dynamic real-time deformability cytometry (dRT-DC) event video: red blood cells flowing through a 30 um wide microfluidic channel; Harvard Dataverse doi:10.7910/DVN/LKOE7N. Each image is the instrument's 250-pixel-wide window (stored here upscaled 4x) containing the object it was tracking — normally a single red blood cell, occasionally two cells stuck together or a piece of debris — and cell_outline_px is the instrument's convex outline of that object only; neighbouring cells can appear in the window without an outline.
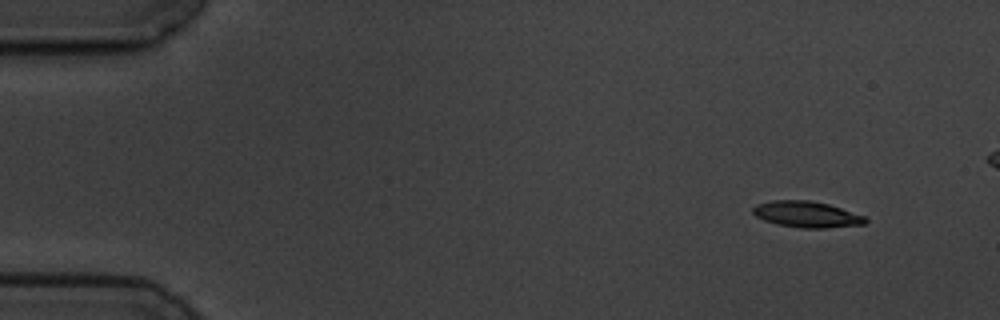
{"species": "common noctule bat (a hibernating species)", "species_latin": "Nyctalus noctula", "temperature_condition": "cold", "stored_images_in_passage": 6, "camera_frame_rate_fps": 3000, "um_per_image_px": 0.085, "animal": {"sex": "male", "body_mass_g": 19.5, "forearm_length_mm": 54.6}, "frame": {"image": 1, "passage_image": 1, "time_ms": 0.0, "image_size_px": [1000, 320], "cell_outline_px": [[868, 220], [864, 224], [824, 228], [800, 228], [776, 224], [764, 220], [756, 216], [752, 212], [752, 208], [756, 204], [772, 200], [808, 200], [828, 204], [868, 216]], "centroid_in_image_um": [68.58, 18.22], "position_along_channel_um": 16.4, "area_um2": 17.28}}
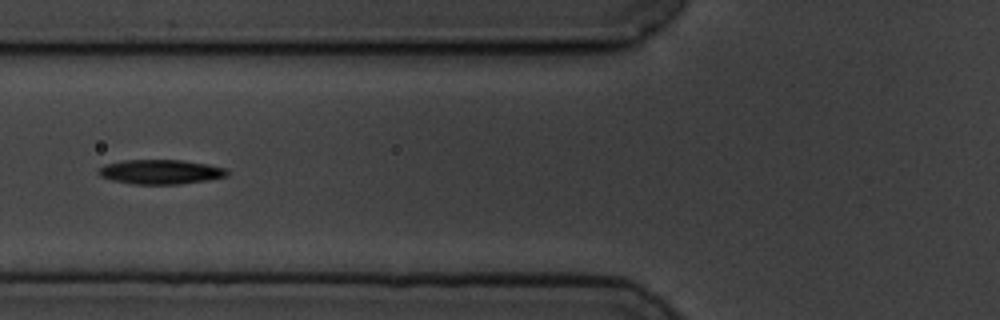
{"frame": {"image": 2, "passage_image": 6, "time_ms": 5.667, "image_size_px": [1000, 320], "cell_outline_px": [[228, 176], [208, 180], [180, 184], [132, 184], [112, 180], [100, 176], [96, 172], [104, 164], [124, 160], [180, 160], [208, 164], [224, 168], [228, 172]], "centroid_in_image_um": [13.62, 14.61], "position_along_channel_um": 112.2, "area_um2": 18.38}}